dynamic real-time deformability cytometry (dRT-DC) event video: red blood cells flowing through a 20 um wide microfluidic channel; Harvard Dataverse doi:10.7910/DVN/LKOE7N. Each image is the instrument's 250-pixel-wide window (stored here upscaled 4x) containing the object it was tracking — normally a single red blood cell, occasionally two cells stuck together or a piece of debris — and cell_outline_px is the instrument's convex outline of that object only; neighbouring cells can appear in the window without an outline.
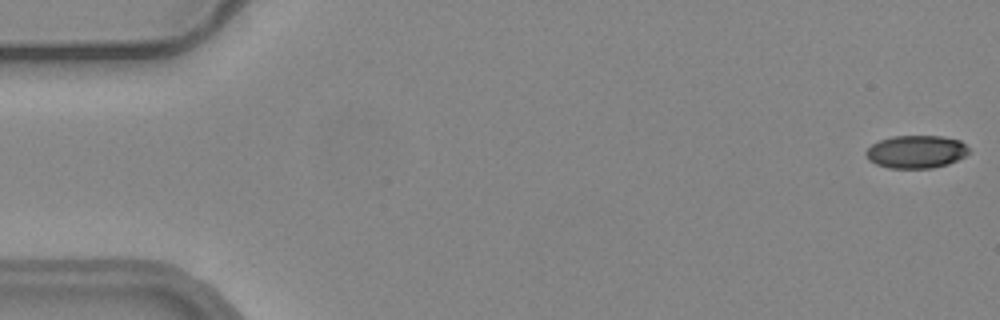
{"species": "common noctule bat (a hibernating species)", "species_latin": "Nyctalus noctula", "temperature_condition": "warm", "stored_images_in_passage": 51, "camera_frame_rate_fps": 3000, "um_per_image_px": 0.085, "animal": {"sex": "female", "body_mass_g": 24.6, "forearm_length_mm": 56.2}, "frame": {"image": 1, "passage_image": 1, "time_ms": 0.0, "image_size_px": [1000, 320], "cell_outline_px": [[968, 152], [964, 156], [948, 164], [932, 168], [888, 168], [876, 164], [868, 160], [864, 152], [872, 144], [880, 140], [892, 136], [940, 136], [960, 140], [968, 148]], "centroid_in_image_um": [77.84, 12.9], "position_along_channel_um": 7.2, "area_um2": 19.65}}
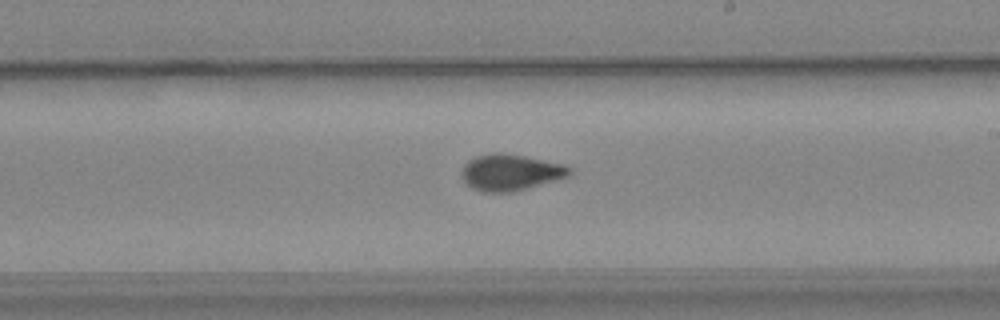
{"frame": {"image": 2, "passage_image": 32, "time_ms": 10.333, "image_size_px": [1000, 320], "cell_outline_px": [[572, 172], [568, 176], [512, 192], [480, 192], [464, 184], [460, 172], [464, 164], [468, 160], [476, 156], [492, 152], [500, 152], [524, 156], [564, 164], [572, 168]], "centroid_in_image_um": [43.33, 14.65], "position_along_channel_um": 245.7, "area_um2": 22.95}}
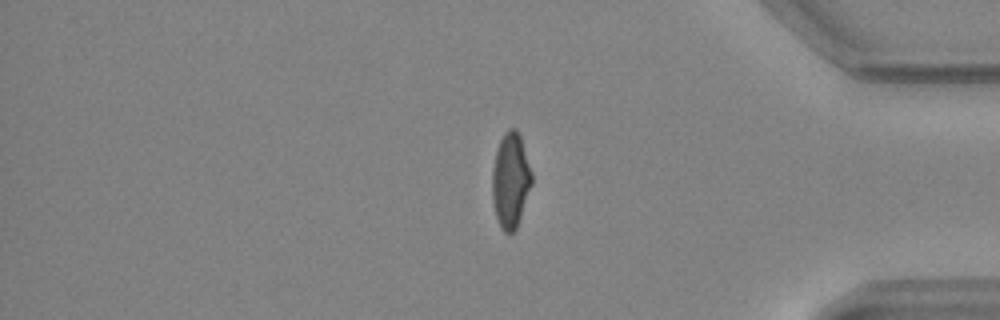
{"frame": {"image": 3, "passage_image": 46, "time_ms": 15.0, "image_size_px": [1000, 320], "cell_outline_px": [[532, 184], [516, 228], [512, 232], [504, 232], [500, 228], [496, 216], [492, 200], [492, 168], [496, 152], [500, 140], [504, 132], [508, 128], [516, 128], [520, 136], [532, 172]], "centroid_in_image_um": [43.39, 15.31], "position_along_channel_um": 391.8, "area_um2": 21.85}, "authors_computed_cell_mechanics": {"area_um2": 22.0218, "velocity_mm_per_s": 3.7146, "shape_relaxation_time_tau1_ms": null, "shape_relaxation_time_tau2_ms": 1.0533, "deformation_change_tau1": null, "deformation_change_tau2": 0.0432}}